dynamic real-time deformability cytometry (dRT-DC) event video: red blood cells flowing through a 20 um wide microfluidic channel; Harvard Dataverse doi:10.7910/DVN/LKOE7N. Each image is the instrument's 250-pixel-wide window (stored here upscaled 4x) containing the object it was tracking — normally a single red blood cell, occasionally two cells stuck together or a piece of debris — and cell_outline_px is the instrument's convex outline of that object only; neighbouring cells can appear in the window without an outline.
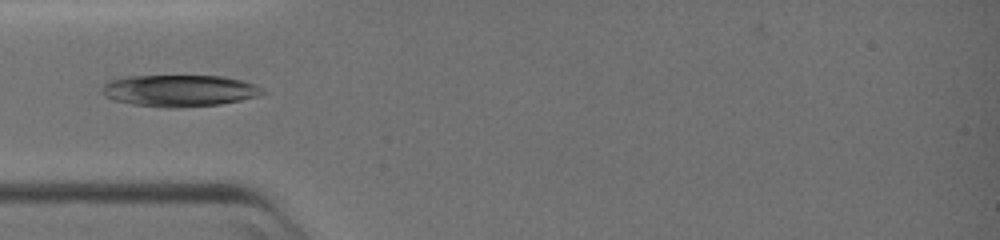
{"species": "common noctule bat (a hibernating species)", "species_latin": "Nyctalus noctula", "temperature_condition": "warm", "stored_images_in_passage": 33, "camera_frame_rate_fps": 3000, "um_per_image_px": 0.085, "animal": {"sex": "female", "body_mass_g": 19.0, "forearm_length_mm": 51.5}, "frame": {"image": 1, "passage_image": 1, "time_ms": 0.0, "image_size_px": [1000, 240], "cell_outline_px": [[268, 92], [256, 96], [240, 100], [220, 104], [180, 108], [168, 108], [132, 104], [116, 100], [104, 96], [100, 92], [100, 88], [104, 84], [112, 80], [128, 76], [224, 76], [256, 84], [264, 88]], "centroid_in_image_um": [15.27, 7.71], "position_along_channel_um": 69.7, "area_um2": 29.77}}
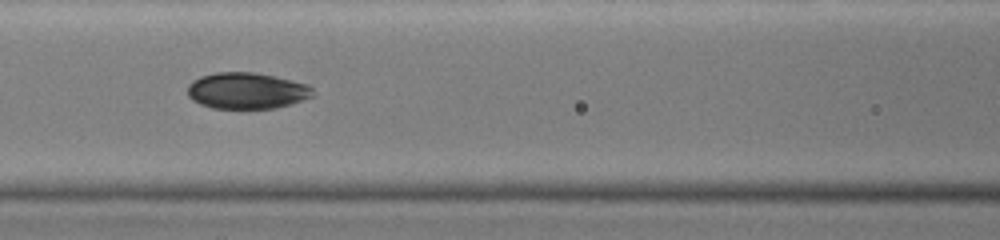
{"frame": {"image": 2, "passage_image": 8, "time_ms": 2.333, "image_size_px": [1000, 240], "cell_outline_px": [[316, 96], [292, 104], [276, 108], [212, 108], [200, 104], [192, 100], [188, 96], [188, 84], [192, 80], [200, 76], [216, 72], [252, 72], [272, 76], [308, 84], [312, 88]], "centroid_in_image_um": [20.98, 7.72], "position_along_channel_um": 145.6, "area_um2": 26.65}}
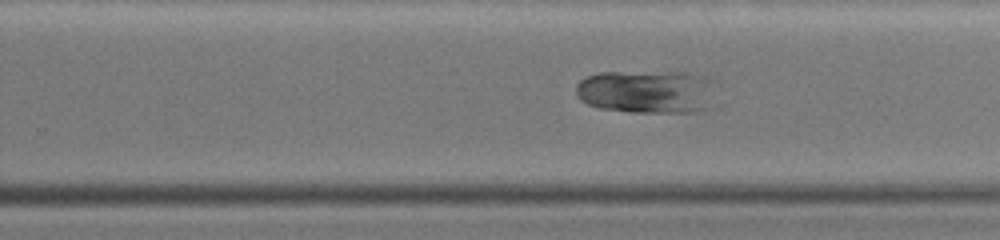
{"frame": {"image": 3, "passage_image": 20, "time_ms": 6.333, "image_size_px": [1000, 240], "cell_outline_px": [[716, 108], [696, 112], [632, 112], [600, 108], [588, 104], [580, 100], [576, 96], [576, 84], [580, 80], [588, 76], [600, 72], [684, 72], [700, 76], [716, 104]], "centroid_in_image_um": [54.9, 7.82], "position_along_channel_um": 274.9, "area_um2": 35.08}}